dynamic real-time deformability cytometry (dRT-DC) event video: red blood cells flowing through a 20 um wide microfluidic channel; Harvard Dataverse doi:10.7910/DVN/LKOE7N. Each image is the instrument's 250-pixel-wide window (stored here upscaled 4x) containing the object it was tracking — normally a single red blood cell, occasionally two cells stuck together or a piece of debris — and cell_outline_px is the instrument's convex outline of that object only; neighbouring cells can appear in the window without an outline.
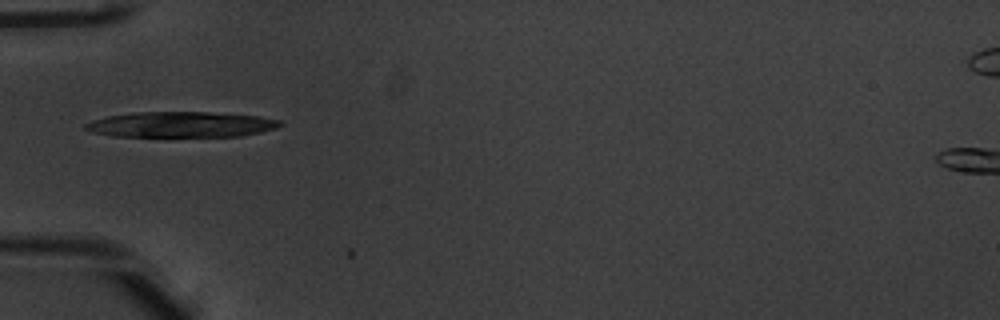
{"species": "common noctule bat (a hibernating species)", "species_latin": "Nyctalus noctula", "temperature_condition": "warm", "stored_images_in_passage": 3, "camera_frame_rate_fps": 3000, "um_per_image_px": 0.085, "animal": {"sex": "male", "body_mass_g": 20.1, "forearm_length_mm": 53.5}, "frame": {"image": 1, "passage_image": 1, "time_ms": 0.0, "image_size_px": [1000, 320], "cell_outline_px": [[284, 124], [276, 128], [260, 132], [240, 136], [112, 136], [92, 132], [84, 128], [84, 124], [92, 120], [108, 116], [132, 112], [208, 112], [260, 116], [280, 120]], "centroid_in_image_um": [15.39, 10.58], "position_along_channel_um": 69.6, "area_um2": 28.96}}